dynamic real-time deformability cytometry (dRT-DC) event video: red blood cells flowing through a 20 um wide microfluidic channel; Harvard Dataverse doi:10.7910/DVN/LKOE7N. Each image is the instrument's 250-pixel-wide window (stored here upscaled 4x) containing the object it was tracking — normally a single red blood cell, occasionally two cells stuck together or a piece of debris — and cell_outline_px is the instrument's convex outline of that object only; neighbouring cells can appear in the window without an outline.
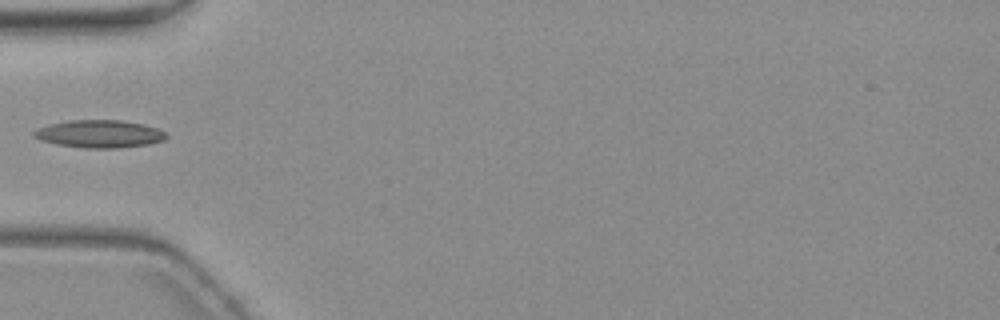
{"species": "common noctule bat (a hibernating species)", "species_latin": "Nyctalus noctula", "temperature_condition": "warm", "stored_images_in_passage": 1, "camera_frame_rate_fps": 3000, "um_per_image_px": 0.085, "animal": {"sex": "female", "body_mass_g": 19.3, "forearm_length_mm": 54.1}, "frame": {"image": 1, "passage_image": 1, "time_ms": 0.0, "image_size_px": [1000, 320], "cell_outline_px": [[168, 136], [164, 140], [148, 144], [116, 148], [84, 148], [56, 144], [40, 140], [32, 136], [32, 132], [36, 128], [48, 124], [68, 120], [124, 120], [144, 124], [160, 128]], "centroid_in_image_um": [8.43, 11.37], "position_along_channel_um": 76.6, "area_um2": 21.62}}